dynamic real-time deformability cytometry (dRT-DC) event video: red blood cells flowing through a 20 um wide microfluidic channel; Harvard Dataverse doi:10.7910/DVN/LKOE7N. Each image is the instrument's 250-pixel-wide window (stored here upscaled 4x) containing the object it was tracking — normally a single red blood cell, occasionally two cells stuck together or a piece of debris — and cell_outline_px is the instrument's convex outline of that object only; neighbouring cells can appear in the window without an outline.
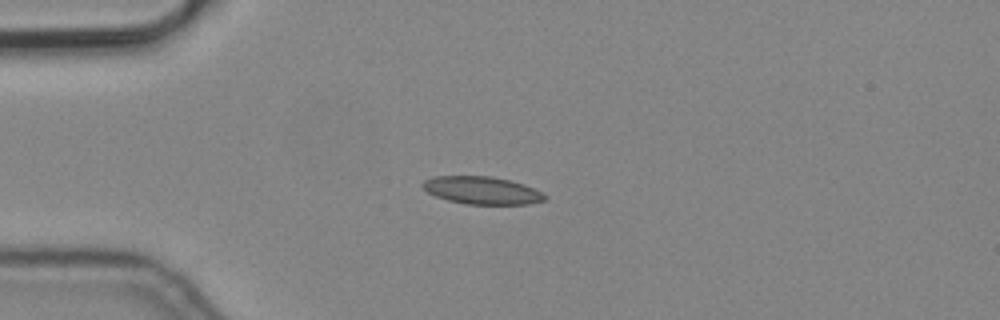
{"species": "common noctule bat (a hibernating species)", "species_latin": "Nyctalus noctula", "temperature_condition": "cold", "stored_images_in_passage": 3, "camera_frame_rate_fps": 3000, "um_per_image_px": 0.085, "animal": {"sex": "male", "body_mass_g": 19.2, "forearm_length_mm": 51.8}, "frame": {"image": 1, "passage_image": 1, "time_ms": 0.0, "image_size_px": [1000, 320], "cell_outline_px": [[548, 196], [544, 200], [528, 204], [468, 204], [448, 200], [436, 196], [428, 192], [420, 184], [424, 180], [432, 176], [492, 176], [524, 184]], "centroid_in_image_um": [40.94, 16.17], "position_along_channel_um": 44.1, "area_um2": 19.54}}
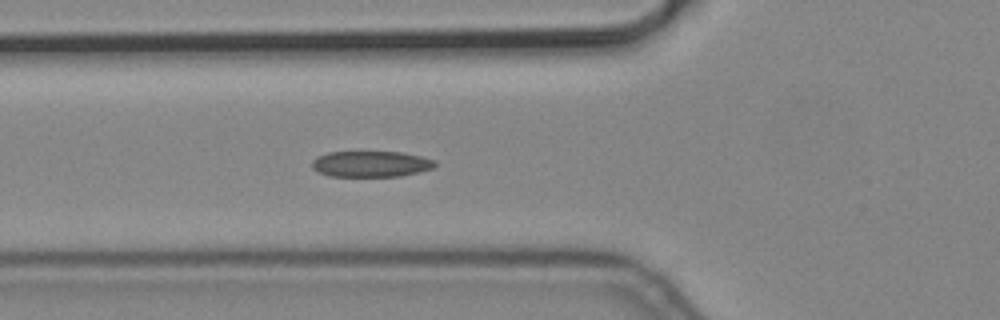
{"frame": {"image": 2, "passage_image": 3, "time_ms": 0.667, "image_size_px": [1000, 320], "cell_outline_px": [[436, 164], [432, 168], [420, 172], [400, 176], [328, 176], [312, 168], [312, 160], [316, 156], [328, 152], [400, 152], [420, 156], [436, 160]], "centroid_in_image_um": [31.52, 13.93], "position_along_channel_um": 94.3, "area_um2": 18.61}}